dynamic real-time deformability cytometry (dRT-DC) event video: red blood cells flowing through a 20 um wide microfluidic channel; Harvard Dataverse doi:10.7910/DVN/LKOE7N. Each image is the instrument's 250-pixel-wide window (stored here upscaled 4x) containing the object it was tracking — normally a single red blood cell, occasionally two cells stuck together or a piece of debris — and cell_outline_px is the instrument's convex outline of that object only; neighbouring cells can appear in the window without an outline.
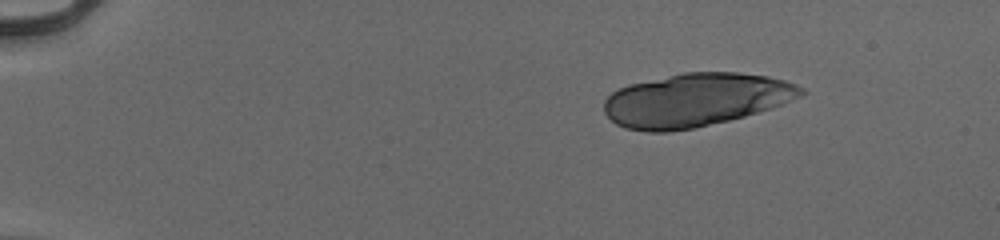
{"species": "human", "species_latin": "Homo sapiens", "temperature_condition": "cold", "stored_images_in_passage": 15, "camera_frame_rate_fps": 3000, "um_per_image_px": 0.085, "donor": {"sex": "male"}, "frame": {"image": 1, "passage_image": 1, "time_ms": 0.0, "image_size_px": [1000, 240], "cell_outline_px": [[808, 92], [800, 96], [772, 108], [744, 116], [728, 120], [692, 128], [668, 132], [648, 132], [624, 128], [616, 124], [604, 112], [604, 100], [616, 88], [628, 84], [684, 72], [740, 72], [768, 76], [784, 80], [796, 84], [804, 88]], "centroid_in_image_um": [59.12, 8.49], "position_along_channel_um": 25.9, "area_um2": 61.33}}